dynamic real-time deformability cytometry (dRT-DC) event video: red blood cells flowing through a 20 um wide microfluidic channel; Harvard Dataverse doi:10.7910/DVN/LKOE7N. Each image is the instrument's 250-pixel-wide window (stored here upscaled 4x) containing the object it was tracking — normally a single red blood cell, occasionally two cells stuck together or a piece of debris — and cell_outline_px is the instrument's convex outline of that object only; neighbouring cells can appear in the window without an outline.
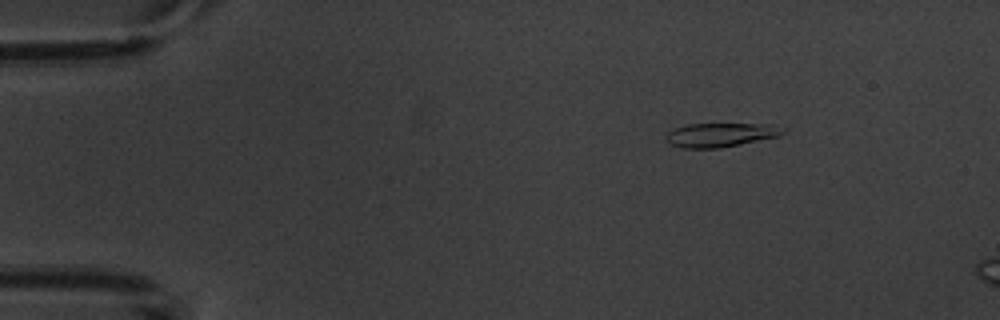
{"species": "common noctule bat (a hibernating species)", "species_latin": "Nyctalus noctula", "temperature_condition": "warm", "stored_images_in_passage": 3, "camera_frame_rate_fps": 3000, "um_per_image_px": 0.085, "animal": {"sex": "male", "body_mass_g": 20.1, "forearm_length_mm": 53.5}, "frame": {"image": 1, "passage_image": 2, "time_ms": 1.333, "image_size_px": [1000, 320], "cell_outline_px": [[788, 128], [780, 136], [720, 148], [684, 148], [672, 144], [664, 140], [664, 136], [668, 132], [676, 128], [688, 124], [772, 124]], "centroid_in_image_um": [61.28, 11.46], "position_along_channel_um": 23.7, "area_um2": 16.42}}